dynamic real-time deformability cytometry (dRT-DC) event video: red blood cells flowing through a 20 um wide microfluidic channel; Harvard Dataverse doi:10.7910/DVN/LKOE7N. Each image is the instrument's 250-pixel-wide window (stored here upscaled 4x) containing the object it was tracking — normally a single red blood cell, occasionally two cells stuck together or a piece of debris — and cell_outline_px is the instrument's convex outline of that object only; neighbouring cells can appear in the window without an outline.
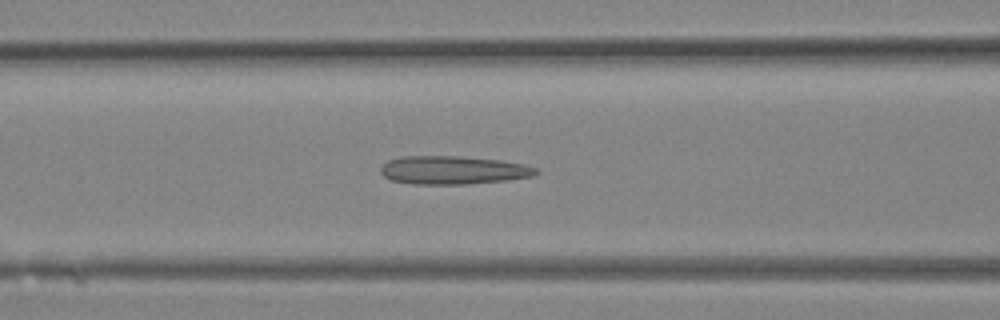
{"species": "Egyptian fruit bat (a non-hibernating species)", "species_latin": "Rousettus aegyptiacus", "temperature_condition": "room temperature", "stored_images_in_passage": 25, "camera_frame_rate_fps": 3000, "um_per_image_px": 0.085, "animal": {"sex": "female"}, "frame": {"image": 1, "passage_image": 6, "time_ms": 1.667, "image_size_px": [1000, 320], "cell_outline_px": [[540, 172], [532, 176], [508, 180], [468, 184], [412, 184], [392, 180], [384, 176], [380, 172], [380, 168], [388, 160], [404, 156], [456, 156], [500, 160], [524, 164], [536, 168]], "centroid_in_image_um": [38.52, 14.46], "position_along_channel_um": 128.1, "area_um2": 25.61}}
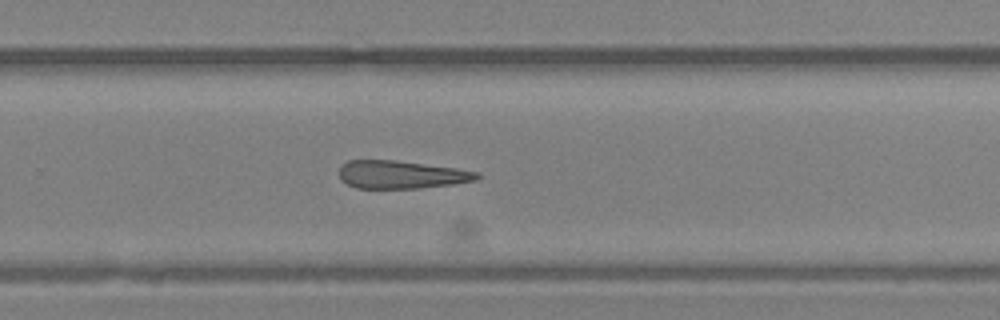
{"frame": {"image": 2, "passage_image": 14, "time_ms": 4.333, "image_size_px": [1000, 320], "cell_outline_px": [[480, 176], [476, 180], [452, 184], [420, 188], [356, 188], [340, 180], [340, 164], [348, 160], [396, 160], [456, 168], [480, 172]], "centroid_in_image_um": [34.09, 14.83], "position_along_channel_um": 295.7, "area_um2": 22.48}}
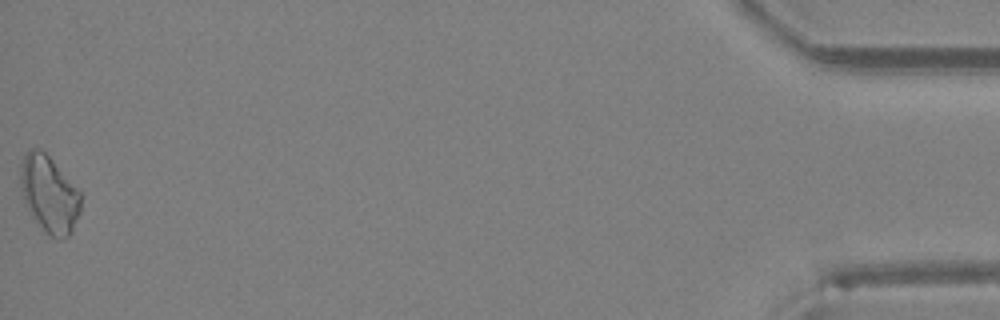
{"frame": {"image": 3, "passage_image": 25, "time_ms": 8.0, "image_size_px": [1000, 320], "cell_outline_px": [[80, 212], [72, 232], [68, 236], [60, 240], [44, 232], [32, 216], [24, 200], [20, 184], [20, 164], [24, 152], [32, 148], [40, 148], [52, 160], [80, 192]], "centroid_in_image_um": [4.16, 16.5], "position_along_channel_um": 431.0, "area_um2": 26.88}}